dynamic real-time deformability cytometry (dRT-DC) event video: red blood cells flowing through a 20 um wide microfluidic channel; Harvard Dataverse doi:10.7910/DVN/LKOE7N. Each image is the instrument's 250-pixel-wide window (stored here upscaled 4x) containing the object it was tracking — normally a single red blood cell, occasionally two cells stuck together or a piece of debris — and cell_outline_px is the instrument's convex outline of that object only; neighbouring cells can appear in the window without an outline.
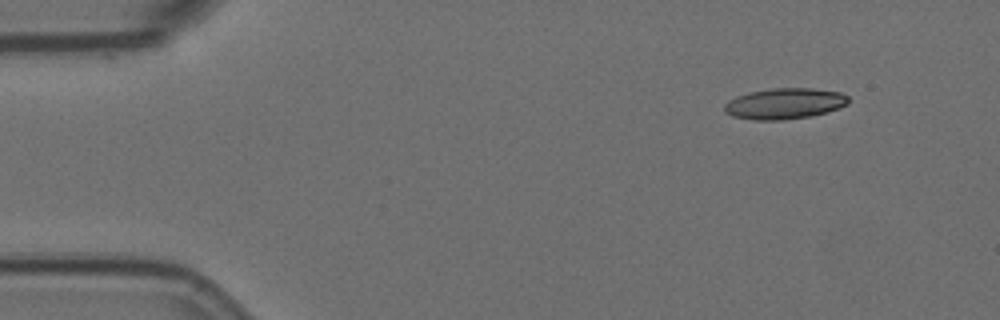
{"species": "Egyptian fruit bat (a non-hibernating species)", "species_latin": "Rousettus aegyptiacus", "temperature_condition": "room temperature", "stored_images_in_passage": 3, "camera_frame_rate_fps": 3000, "um_per_image_px": 0.085, "animal": {"sex": "female"}, "frame": {"image": 1, "passage_image": 1, "time_ms": 0.0, "image_size_px": [1000, 320], "cell_outline_px": [[848, 104], [840, 108], [812, 116], [780, 120], [752, 120], [732, 116], [724, 112], [724, 104], [728, 100], [736, 96], [748, 92], [772, 88], [812, 88], [840, 92], [848, 96]], "centroid_in_image_um": [66.67, 8.8], "position_along_channel_um": 18.3, "area_um2": 22.54}}